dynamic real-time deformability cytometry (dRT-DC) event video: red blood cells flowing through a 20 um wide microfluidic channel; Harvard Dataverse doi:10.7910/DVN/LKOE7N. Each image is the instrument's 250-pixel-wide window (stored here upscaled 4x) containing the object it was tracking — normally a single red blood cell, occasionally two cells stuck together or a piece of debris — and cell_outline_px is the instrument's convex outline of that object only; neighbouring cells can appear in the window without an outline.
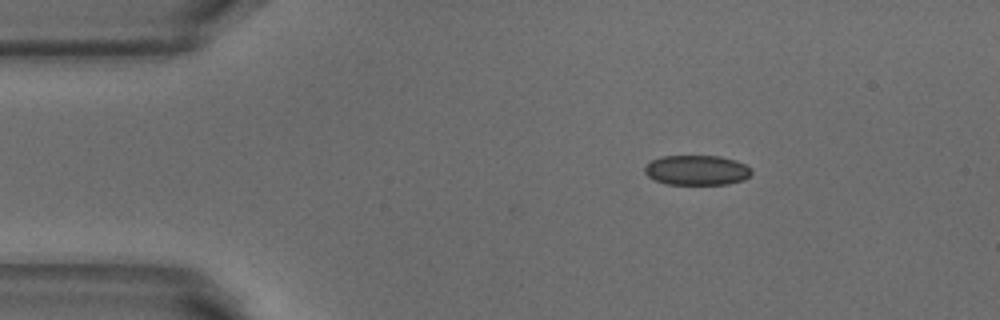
{"species": "common noctule bat (a hibernating species)", "species_latin": "Nyctalus noctula", "temperature_condition": "warm", "stored_images_in_passage": 5, "camera_frame_rate_fps": 3000, "um_per_image_px": 0.085, "animal": {"sex": "male", "body_mass_g": 18.8}, "frame": {"image": 1, "passage_image": 1, "time_ms": 0.0, "image_size_px": [1000, 320], "cell_outline_px": [[752, 172], [744, 180], [728, 184], [668, 184], [656, 180], [648, 176], [644, 172], [644, 168], [652, 160], [664, 156], [720, 156], [736, 160], [744, 164]], "centroid_in_image_um": [59.23, 14.46], "position_along_channel_um": 25.8, "area_um2": 18.44}}